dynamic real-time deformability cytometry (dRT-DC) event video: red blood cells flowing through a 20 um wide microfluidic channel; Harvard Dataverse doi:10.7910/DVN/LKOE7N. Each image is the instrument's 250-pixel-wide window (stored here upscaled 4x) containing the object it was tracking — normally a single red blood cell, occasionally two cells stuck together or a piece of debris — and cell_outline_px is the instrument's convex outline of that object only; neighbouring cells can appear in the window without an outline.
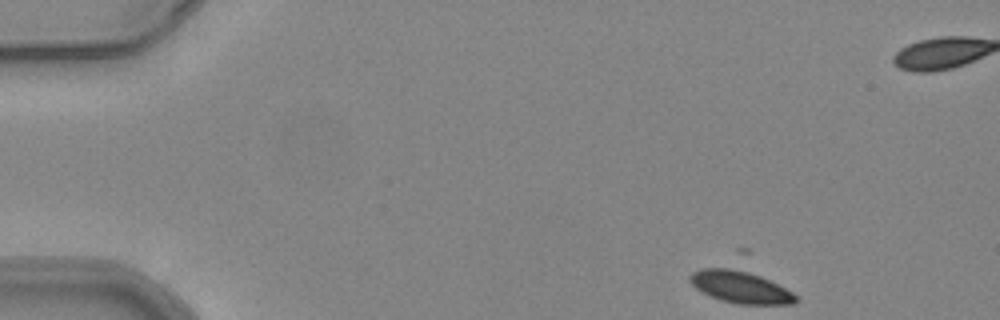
{"species": "common noctule bat (a hibernating species)", "species_latin": "Nyctalus noctula", "temperature_condition": "warm", "stored_images_in_passage": 16, "camera_frame_rate_fps": 3000, "um_per_image_px": 0.085, "animal": {"sex": "female", "body_mass_g": 24.6, "forearm_length_mm": 56.2}, "frame": {"image": 1, "passage_image": 1, "time_ms": 0.0, "image_size_px": [1000, 320], "cell_outline_px": [[796, 300], [792, 304], [736, 304], [720, 300], [696, 288], [688, 280], [688, 276], [692, 272], [700, 268], [740, 268], [760, 276], [792, 292], [796, 296]], "centroid_in_image_um": [62.88, 24.38], "position_along_channel_um": 22.1, "area_um2": 19.59}}
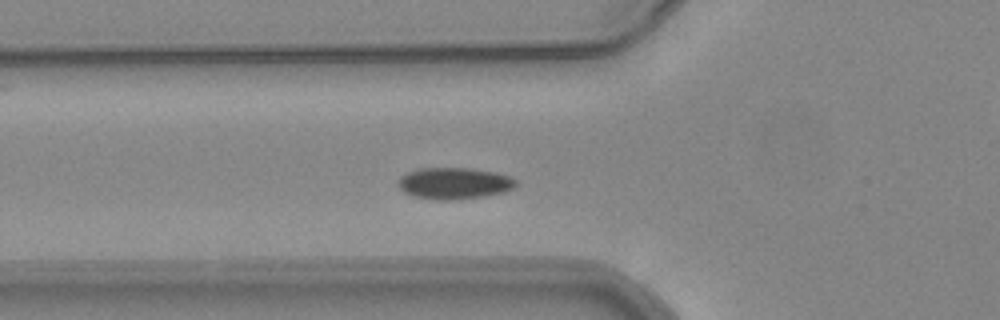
{"frame": {"image": 2, "passage_image": 14, "time_ms": 4.333, "image_size_px": [1000, 320], "cell_outline_px": [[516, 184], [512, 188], [504, 192], [480, 196], [452, 200], [436, 200], [416, 196], [404, 192], [400, 188], [400, 176], [416, 168], [472, 168], [496, 172], [508, 176], [516, 180]], "centroid_in_image_um": [38.6, 15.56], "position_along_channel_um": 87.2, "area_um2": 21.39}}